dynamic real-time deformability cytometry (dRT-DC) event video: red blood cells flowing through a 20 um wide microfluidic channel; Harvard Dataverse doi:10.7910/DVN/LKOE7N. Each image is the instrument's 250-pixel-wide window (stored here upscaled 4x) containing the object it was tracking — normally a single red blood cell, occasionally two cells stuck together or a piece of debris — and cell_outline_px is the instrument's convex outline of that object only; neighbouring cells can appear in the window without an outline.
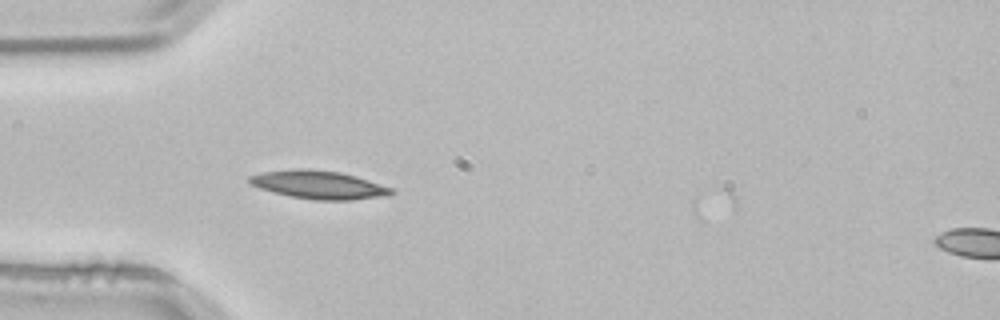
{"species": "common noctule bat (a hibernating species)", "species_latin": "Nyctalus noctula", "temperature_condition": "room temperature", "stored_images_in_passage": 2, "segment_of_instrument_passage": [1, 2], "camera_frame_rate_fps": 3000, "um_per_image_px": 0.085, "animal": {"sex": "male", "body_mass_g": 21.5, "forearm_length_mm": 52.0}, "frame": {"image": 1, "passage_image": 1, "time_ms": 0.0, "image_size_px": [1000, 320], "cell_outline_px": [[396, 192], [388, 196], [352, 200], [316, 200], [292, 196], [272, 192], [260, 188], [252, 184], [248, 180], [248, 176], [264, 172], [296, 168], [304, 168], [340, 172], [356, 176], [392, 188]], "centroid_in_image_um": [27.12, 15.71], "position_along_channel_um": 57.9, "area_um2": 23.29}}